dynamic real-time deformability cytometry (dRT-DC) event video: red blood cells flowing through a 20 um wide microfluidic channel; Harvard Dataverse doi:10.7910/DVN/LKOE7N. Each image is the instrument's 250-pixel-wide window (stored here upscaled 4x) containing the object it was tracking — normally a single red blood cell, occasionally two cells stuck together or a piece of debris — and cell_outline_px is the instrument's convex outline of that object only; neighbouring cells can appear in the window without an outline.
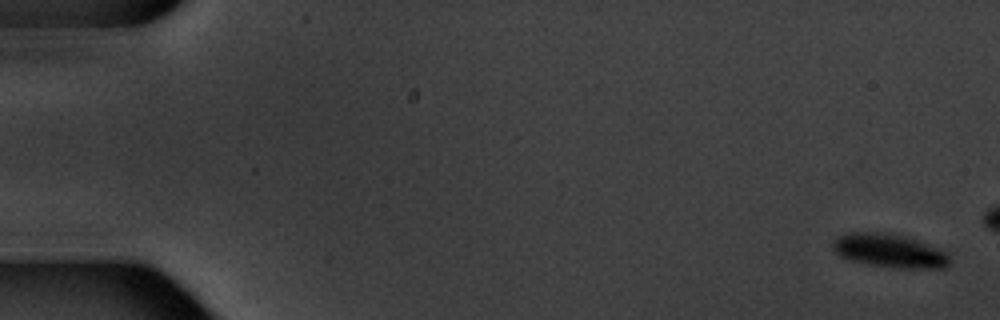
{"species": "common noctule bat (a hibernating species)", "species_latin": "Nyctalus noctula", "temperature_condition": "warm", "stored_images_in_passage": 5, "camera_frame_rate_fps": 3000, "um_per_image_px": 0.085, "animal": {"sex": "male", "body_mass_g": 20.1, "forearm_length_mm": 53.5}, "frame": {"image": 1, "passage_image": 1, "time_ms": 0.0, "image_size_px": [1000, 320], "cell_outline_px": [[948, 264], [944, 268], [900, 268], [868, 264], [852, 260], [840, 256], [832, 248], [832, 240], [844, 232], [892, 232], [916, 240], [948, 252]], "centroid_in_image_um": [75.56, 21.29], "position_along_channel_um": 9.4, "area_um2": 22.89}}